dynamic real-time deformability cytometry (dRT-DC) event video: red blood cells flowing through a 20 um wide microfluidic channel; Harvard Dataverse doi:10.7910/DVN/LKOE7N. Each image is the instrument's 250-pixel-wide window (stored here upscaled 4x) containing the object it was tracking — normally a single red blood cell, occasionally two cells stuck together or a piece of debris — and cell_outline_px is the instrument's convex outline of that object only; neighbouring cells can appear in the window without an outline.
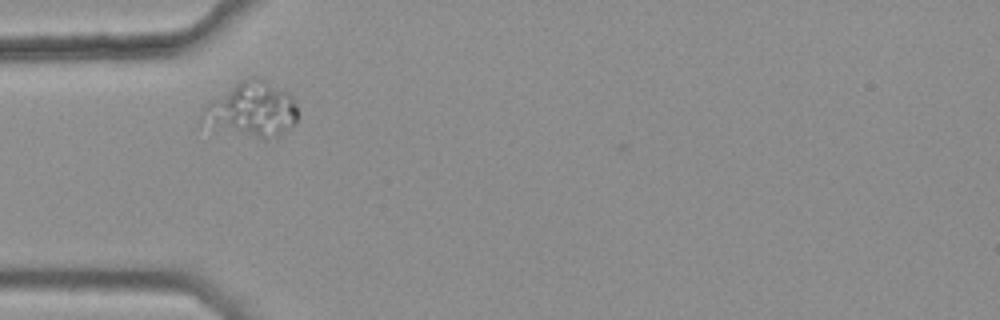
{"species": "common noctule bat (a hibernating species)", "species_latin": "Nyctalus noctula", "temperature_condition": "warm", "stored_images_in_passage": 2, "camera_frame_rate_fps": 3000, "um_per_image_px": 0.085, "animal": {"sex": "female", "body_mass_g": 25.1}, "frame": {"image": 1, "passage_image": 1, "time_ms": 0.0, "image_size_px": [1000, 320], "cell_outline_px": [[296, 120], [292, 124], [276, 136], [264, 140], [200, 124], [200, 116], [204, 108], [208, 104], [244, 76], [256, 76], [288, 92], [292, 96], [296, 104]], "centroid_in_image_um": [21.38, 9.29], "position_along_channel_um": 63.6, "area_um2": 30.23}}
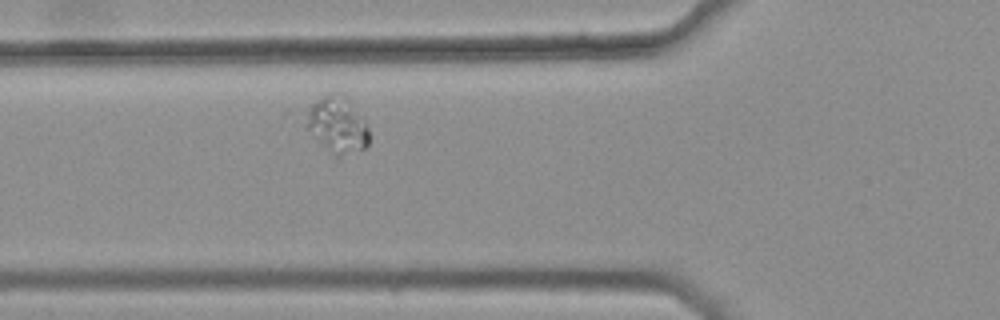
{"frame": {"image": 2, "passage_image": 2, "time_ms": 0.333, "image_size_px": [1000, 320], "cell_outline_px": [[368, 144], [364, 148], [336, 160], [308, 128], [308, 112], [312, 104], [328, 92], [340, 92], [344, 96], [364, 120], [368, 128]], "centroid_in_image_um": [28.7, 10.65], "position_along_channel_um": 97.1, "area_um2": 20.17}}